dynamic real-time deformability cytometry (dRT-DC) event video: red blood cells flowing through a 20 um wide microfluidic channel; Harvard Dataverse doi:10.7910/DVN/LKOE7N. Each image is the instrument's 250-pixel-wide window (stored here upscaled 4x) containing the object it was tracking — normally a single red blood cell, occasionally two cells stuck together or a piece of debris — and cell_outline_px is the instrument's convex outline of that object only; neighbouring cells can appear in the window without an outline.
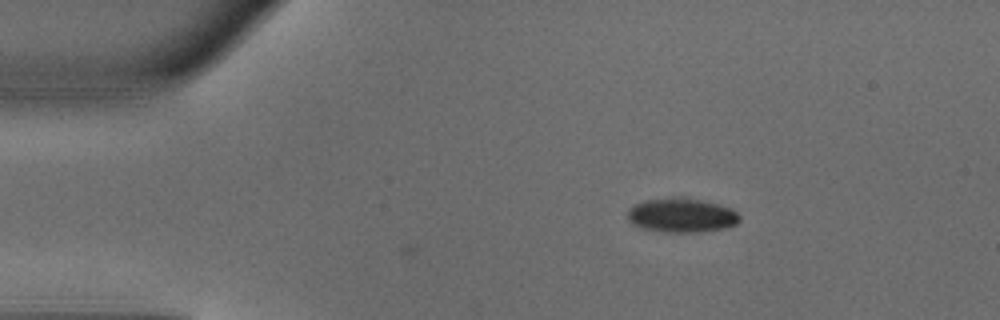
{"species": "common noctule bat (a hibernating species)", "species_latin": "Nyctalus noctula", "temperature_condition": "warm", "stored_images_in_passage": 32, "camera_frame_rate_fps": 3000, "um_per_image_px": 0.085, "animal": {"sex": "male", "body_mass_g": 18.8}, "frame": {"image": 1, "passage_image": 2, "time_ms": 0.333, "image_size_px": [1000, 320], "cell_outline_px": [[740, 220], [736, 224], [724, 228], [696, 232], [664, 232], [640, 228], [632, 224], [628, 220], [628, 208], [644, 200], [700, 200], [720, 204], [736, 212], [740, 216]], "centroid_in_image_um": [57.92, 18.35], "position_along_channel_um": 27.1, "area_um2": 21.62}}
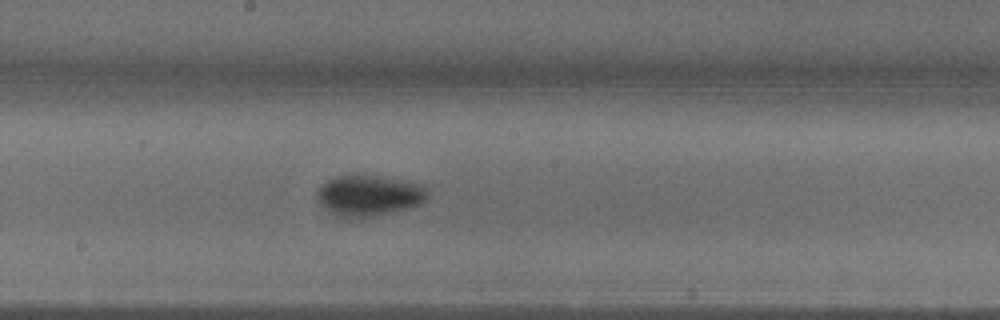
{"frame": {"image": 2, "passage_image": 20, "time_ms": 6.333, "image_size_px": [1000, 320], "cell_outline_px": [[428, 196], [420, 204], [412, 208], [372, 216], [340, 216], [324, 208], [320, 204], [316, 196], [316, 192], [328, 180], [336, 176], [372, 176], [400, 180], [420, 184], [428, 188]], "centroid_in_image_um": [31.39, 16.62], "position_along_channel_um": 216.8, "area_um2": 25.66}}
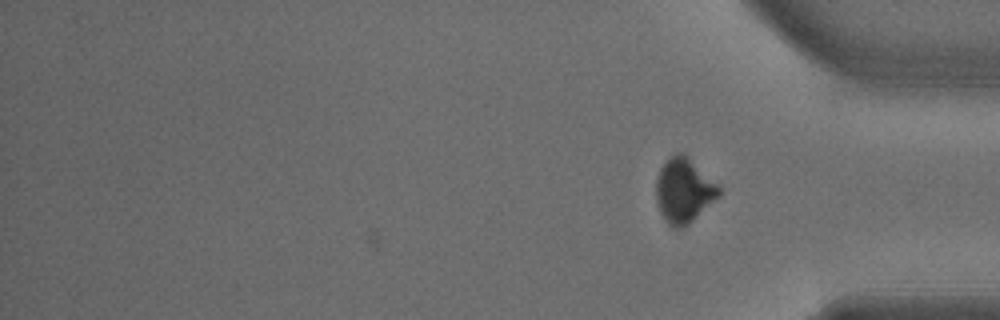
{"frame": {"image": 3, "passage_image": 32, "time_ms": 10.333, "image_size_px": [1000, 320], "cell_outline_px": [[720, 196], [684, 228], [672, 228], [668, 224], [660, 212], [656, 200], [656, 180], [660, 168], [676, 152], [684, 152], [720, 188]], "centroid_in_image_um": [58.11, 16.21], "position_along_channel_um": 377.1, "area_um2": 23.47}, "authors_computed_cell_mechanics": {"area_um2": 24.9696, "velocity_mm_per_s": 4.1466, "shape_relaxation_time_tau1_ms": 3.1489, "shape_relaxation_time_tau2_ms": null, "deformation_change_tau1": 0.1379, "deformation_change_tau2": null}}